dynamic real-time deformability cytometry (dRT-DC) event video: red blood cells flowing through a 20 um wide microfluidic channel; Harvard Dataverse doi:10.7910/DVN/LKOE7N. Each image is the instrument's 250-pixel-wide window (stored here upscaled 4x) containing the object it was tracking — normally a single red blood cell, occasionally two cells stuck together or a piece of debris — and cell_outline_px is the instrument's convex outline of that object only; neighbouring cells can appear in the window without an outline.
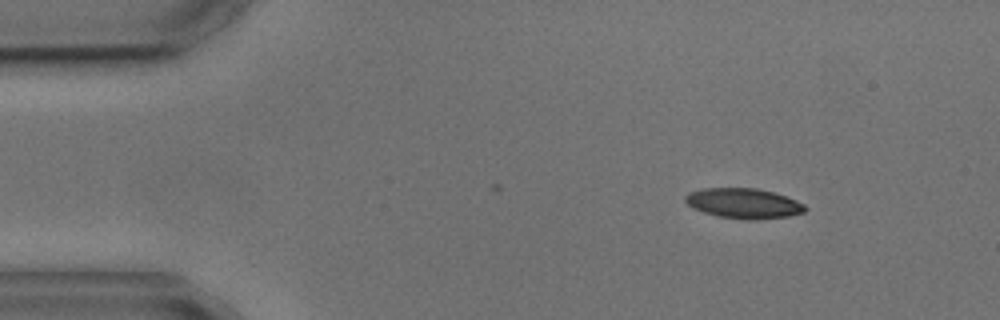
{"species": "common noctule bat (a hibernating species)", "species_latin": "Nyctalus noctula", "temperature_condition": "cold", "stored_images_in_passage": 3, "camera_frame_rate_fps": 3000, "um_per_image_px": 0.085, "animal": {"sex": "male", "body_mass_g": 17.9, "forearm_length_mm": 54.2}, "frame": {"image": 1, "passage_image": 1, "time_ms": 0.0, "image_size_px": [1000, 320], "cell_outline_px": [[808, 208], [804, 212], [788, 216], [756, 220], [744, 220], [720, 216], [704, 212], [692, 208], [684, 200], [684, 196], [688, 192], [704, 188], [756, 188], [772, 192], [796, 200], [804, 204]], "centroid_in_image_um": [63.19, 17.29], "position_along_channel_um": 21.8, "area_um2": 21.04}}
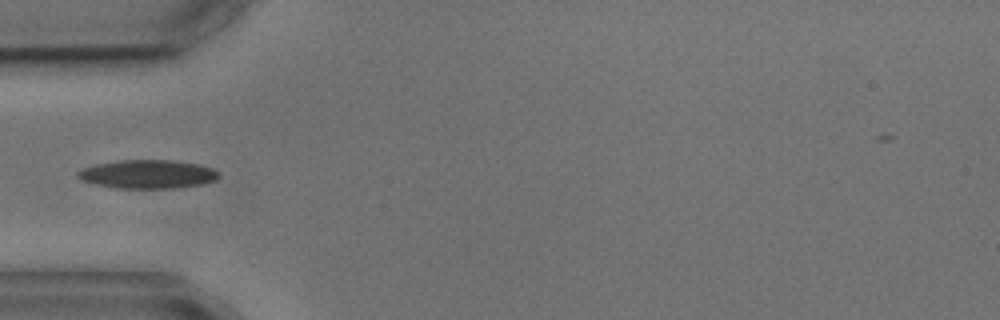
{"frame": {"image": 2, "passage_image": 3, "time_ms": 3.333, "image_size_px": [1000, 320], "cell_outline_px": [[220, 176], [216, 180], [204, 184], [176, 188], [116, 188], [96, 184], [80, 180], [76, 176], [76, 172], [84, 168], [96, 164], [116, 160], [172, 160], [196, 164], [212, 168], [220, 172]], "centroid_in_image_um": [12.56, 14.81], "position_along_channel_um": 72.4, "area_um2": 23.64}}